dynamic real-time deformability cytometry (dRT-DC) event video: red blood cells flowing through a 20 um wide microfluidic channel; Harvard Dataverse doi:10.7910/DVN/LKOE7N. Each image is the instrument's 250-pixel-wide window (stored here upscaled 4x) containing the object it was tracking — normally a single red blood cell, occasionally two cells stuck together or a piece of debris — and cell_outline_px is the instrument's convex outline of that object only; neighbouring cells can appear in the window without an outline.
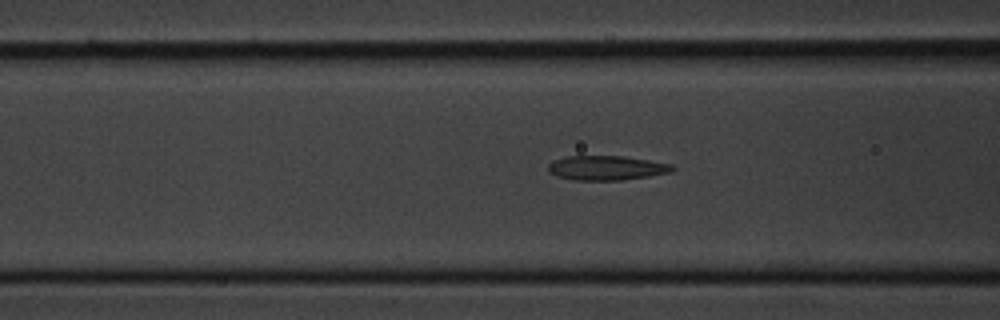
{"species": "common noctule bat (a hibernating species)", "species_latin": "Nyctalus noctula", "temperature_condition": "cold", "stored_images_in_passage": 27, "segment_of_instrument_passage": [1, 2], "camera_frame_rate_fps": 3000, "um_per_image_px": 0.085, "animal": {"sex": "male", "body_mass_g": 20.1, "forearm_length_mm": 53.5}, "frame": {"image": 1, "passage_image": 5, "time_ms": 1.333, "image_size_px": [1000, 320], "cell_outline_px": [[676, 168], [672, 172], [648, 176], [620, 180], [572, 180], [548, 172], [548, 164], [552, 160], [564, 156], [624, 156], [672, 164]], "centroid_in_image_um": [51.54, 14.26], "position_along_channel_um": 115.1, "area_um2": 17.74}}
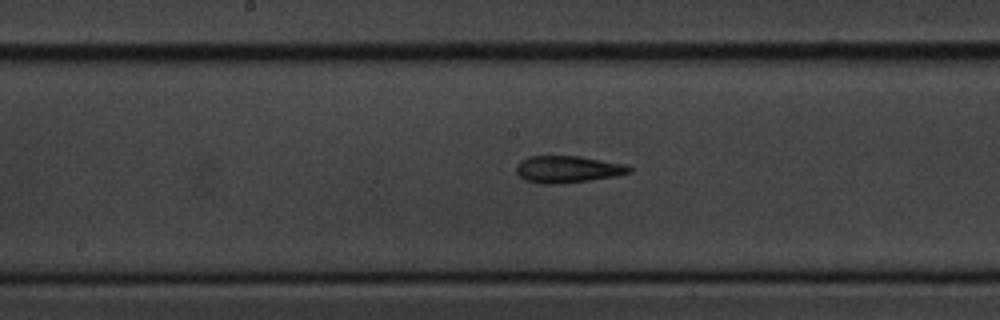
{"frame": {"image": 2, "passage_image": 12, "time_ms": 3.667, "image_size_px": [1000, 320], "cell_outline_px": [[632, 172], [616, 176], [560, 184], [540, 184], [524, 180], [516, 172], [516, 164], [520, 160], [528, 156], [580, 156], [628, 164], [632, 168]], "centroid_in_image_um": [48.25, 14.38], "position_along_channel_um": 199.9, "area_um2": 18.03}}
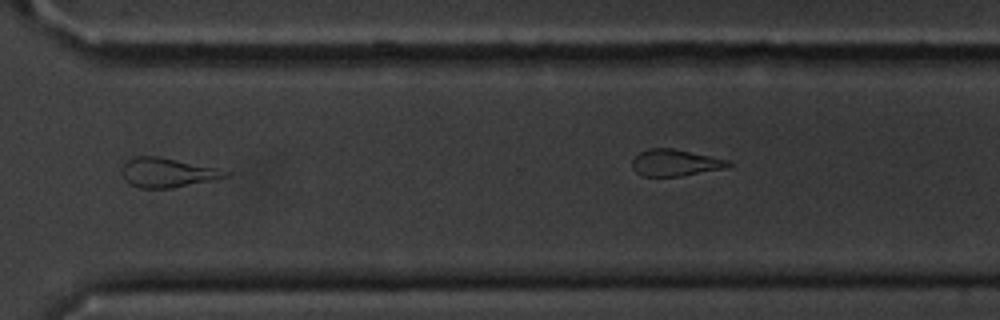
{"frame": {"image": 3, "passage_image": 25, "time_ms": 8.0, "image_size_px": [1000, 320], "cell_outline_px": [[228, 176], [212, 180], [172, 188], [140, 188], [128, 184], [124, 180], [120, 172], [124, 164], [128, 160], [136, 156], [160, 156], [216, 168], [228, 172]], "centroid_in_image_um": [14.15, 14.67], "position_along_channel_um": 356.4, "area_um2": 17.69}}